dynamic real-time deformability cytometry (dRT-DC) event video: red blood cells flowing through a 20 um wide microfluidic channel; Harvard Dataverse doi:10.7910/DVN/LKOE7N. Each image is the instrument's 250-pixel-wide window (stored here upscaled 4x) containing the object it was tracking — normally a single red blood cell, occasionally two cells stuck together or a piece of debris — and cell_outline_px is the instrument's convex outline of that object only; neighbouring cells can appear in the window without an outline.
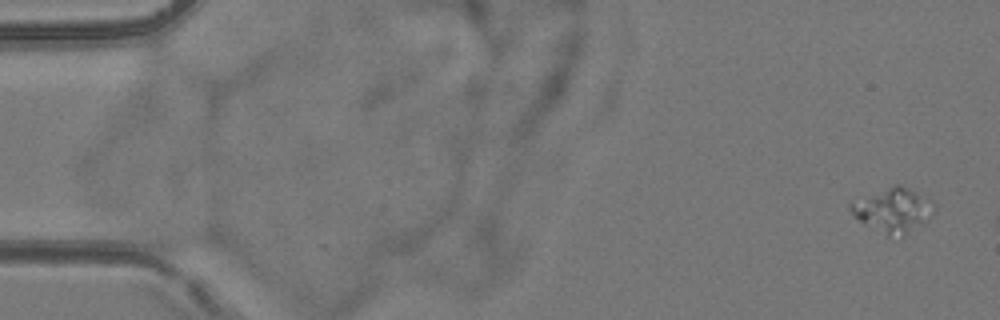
{"species": "common noctule bat (a hibernating species)", "species_latin": "Nyctalus noctula", "temperature_condition": "room temperature", "stored_images_in_passage": 2, "camera_frame_rate_fps": 3000, "um_per_image_px": 0.085, "animal": {"sex": "female", "body_mass_g": 24.6, "forearm_length_mm": 56.2}, "frame": {"image": 1, "passage_image": 1, "time_ms": 0.0, "image_size_px": [1000, 320], "cell_outline_px": [[932, 216], [904, 236], [888, 236], [852, 216], [848, 208], [848, 204], [896, 184], [908, 188], [916, 192], [932, 212]], "centroid_in_image_um": [75.8, 17.91], "position_along_channel_um": 9.2, "area_um2": 20.17}}